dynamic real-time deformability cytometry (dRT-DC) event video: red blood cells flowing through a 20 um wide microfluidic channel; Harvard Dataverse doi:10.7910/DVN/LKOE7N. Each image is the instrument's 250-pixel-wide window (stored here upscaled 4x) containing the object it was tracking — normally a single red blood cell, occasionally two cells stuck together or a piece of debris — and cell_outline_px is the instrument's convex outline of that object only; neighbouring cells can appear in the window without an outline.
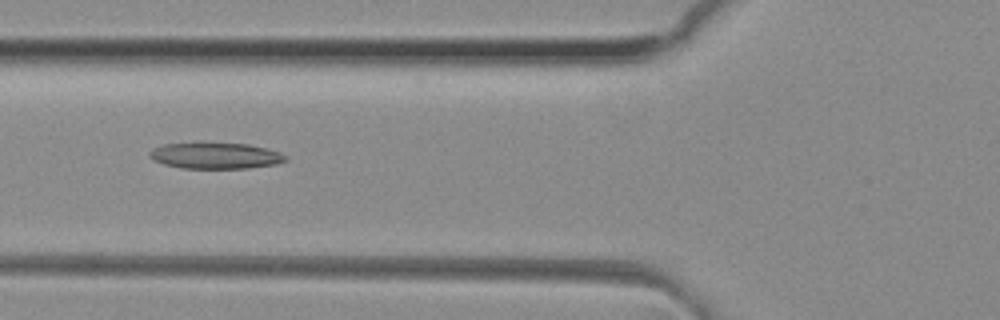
{"species": "common noctule bat (a hibernating species)", "species_latin": "Nyctalus noctula", "temperature_condition": "room temperature", "stored_images_in_passage": 50, "camera_frame_rate_fps": 3000, "um_per_image_px": 0.085, "animal": {"sex": "female", "body_mass_g": 29.2, "forearm_length_mm": 56.3}, "frame": {"image": 1, "passage_image": 19, "time_ms": 6.0, "image_size_px": [1000, 320], "cell_outline_px": [[288, 160], [276, 164], [248, 168], [180, 168], [164, 164], [148, 156], [148, 152], [152, 148], [164, 144], [200, 140], [248, 144], [280, 152], [288, 156]], "centroid_in_image_um": [18.28, 13.19], "position_along_channel_um": 107.5, "area_um2": 21.56}}
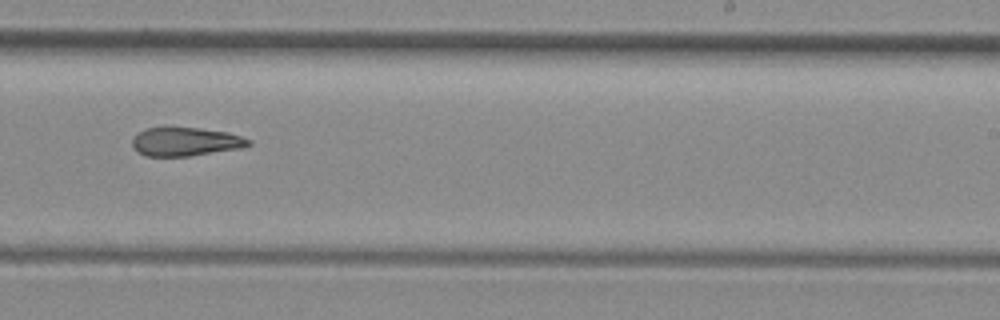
{"frame": {"image": 2, "passage_image": 31, "time_ms": 10.0, "image_size_px": [1000, 320], "cell_outline_px": [[252, 144], [240, 148], [188, 156], [144, 156], [136, 152], [132, 148], [132, 136], [144, 128], [164, 124], [168, 124], [200, 128], [228, 132], [252, 140]], "centroid_in_image_um": [15.66, 11.99], "position_along_channel_um": 273.3, "area_um2": 20.35}}
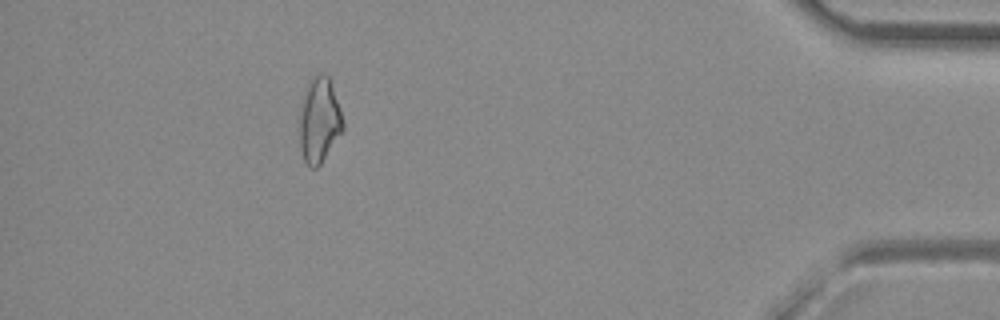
{"frame": {"image": 3, "passage_image": 45, "time_ms": 14.667, "image_size_px": [1000, 320], "cell_outline_px": [[344, 132], [320, 164], [316, 168], [312, 168], [304, 160], [300, 148], [300, 104], [308, 84], [312, 76], [316, 72], [324, 72], [328, 76], [340, 108], [344, 120]], "centroid_in_image_um": [27.16, 10.21], "position_along_channel_um": 408.0, "area_um2": 21.79}}